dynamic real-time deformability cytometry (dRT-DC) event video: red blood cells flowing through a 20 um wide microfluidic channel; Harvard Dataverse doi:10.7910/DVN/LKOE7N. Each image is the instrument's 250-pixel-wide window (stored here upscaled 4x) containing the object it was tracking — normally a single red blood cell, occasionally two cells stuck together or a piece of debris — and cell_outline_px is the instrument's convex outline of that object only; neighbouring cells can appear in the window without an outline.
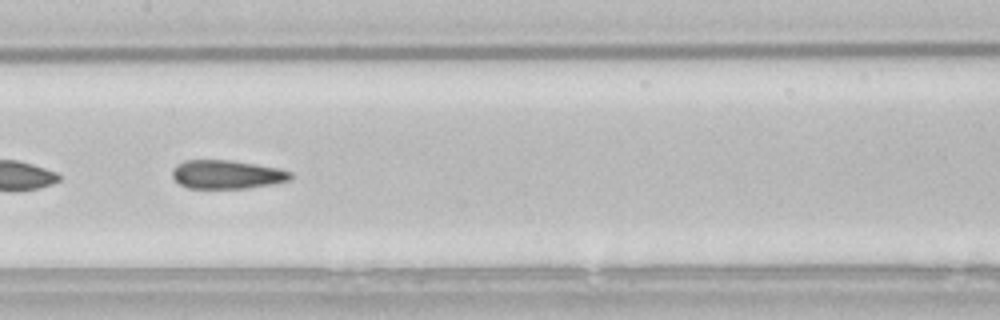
{"species": "common noctule bat (a hibernating species)", "species_latin": "Nyctalus noctula", "temperature_condition": "room temperature", "stored_images_in_passage": 35, "camera_frame_rate_fps": 3000, "um_per_image_px": 0.085, "animal": {"sex": "male", "body_mass_g": 21.5, "forearm_length_mm": 52.0}, "frame": {"image": 1, "passage_image": 25, "time_ms": 8.0, "image_size_px": [1000, 320], "cell_outline_px": [[292, 176], [288, 180], [272, 184], [248, 188], [188, 188], [180, 184], [172, 176], [172, 168], [176, 164], [184, 160], [232, 160], [276, 168], [292, 172]], "centroid_in_image_um": [19.24, 14.82], "position_along_channel_um": 188.2, "area_um2": 19.65}}